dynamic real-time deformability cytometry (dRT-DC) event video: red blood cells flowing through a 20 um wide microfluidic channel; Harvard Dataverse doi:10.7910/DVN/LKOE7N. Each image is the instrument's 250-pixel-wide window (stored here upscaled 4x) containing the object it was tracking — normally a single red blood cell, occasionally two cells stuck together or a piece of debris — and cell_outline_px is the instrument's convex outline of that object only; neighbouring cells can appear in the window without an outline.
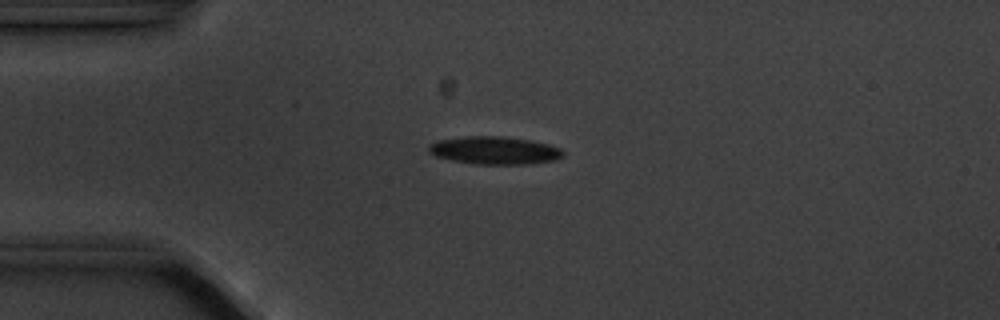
{"species": "common noctule bat (a hibernating species)", "species_latin": "Nyctalus noctula", "temperature_condition": "cold", "stored_images_in_passage": 7, "camera_frame_rate_fps": 3000, "um_per_image_px": 0.085, "animal": {"sex": "male", "body_mass_g": 20.1, "forearm_length_mm": 53.5}, "frame": {"image": 1, "passage_image": 4, "time_ms": 3.333, "image_size_px": [1000, 320], "cell_outline_px": [[564, 156], [556, 160], [528, 164], [476, 164], [452, 160], [436, 156], [428, 152], [428, 144], [440, 140], [468, 136], [504, 136], [528, 140], [548, 144], [560, 148], [564, 152]], "centroid_in_image_um": [42.05, 12.79], "position_along_channel_um": 43.0, "area_um2": 21.73}}
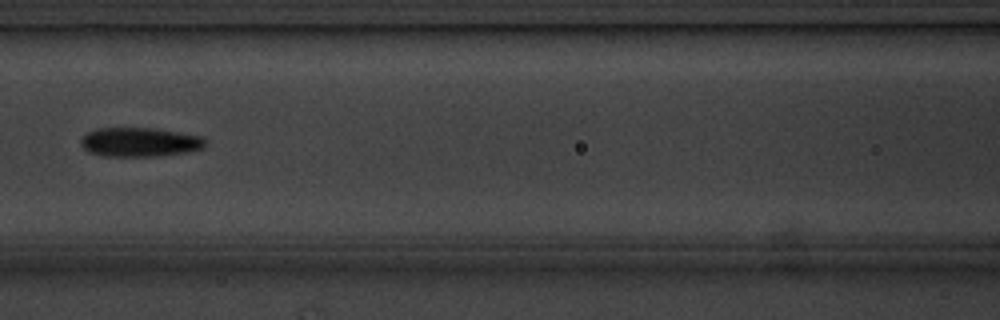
{"frame": {"image": 2, "passage_image": 7, "time_ms": 7.0, "image_size_px": [1000, 320], "cell_outline_px": [[204, 148], [184, 152], [160, 156], [104, 156], [88, 152], [80, 144], [80, 140], [88, 132], [96, 128], [156, 128], [200, 136], [204, 140]], "centroid_in_image_um": [11.83, 12.08], "position_along_channel_um": 154.8, "area_um2": 21.04}}